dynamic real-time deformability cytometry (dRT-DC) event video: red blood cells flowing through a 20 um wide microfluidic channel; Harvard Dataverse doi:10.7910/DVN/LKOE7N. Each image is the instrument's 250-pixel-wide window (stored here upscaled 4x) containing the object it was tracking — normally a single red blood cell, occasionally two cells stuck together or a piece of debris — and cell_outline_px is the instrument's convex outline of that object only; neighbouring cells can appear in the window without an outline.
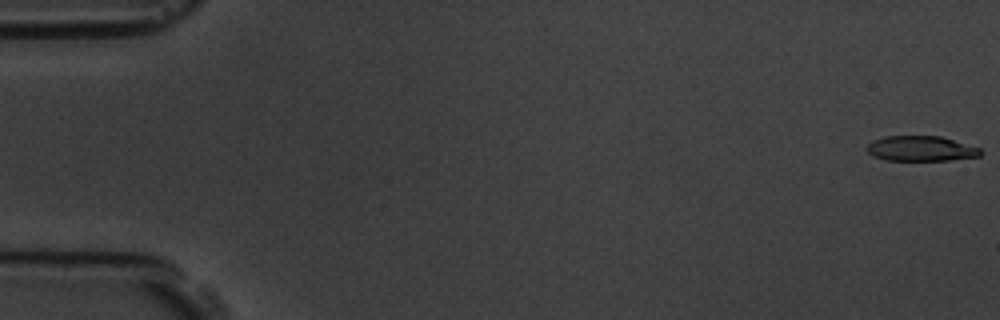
{"species": "common noctule bat (a hibernating species)", "species_latin": "Nyctalus noctula", "temperature_condition": "room temperature", "stored_images_in_passage": 6, "camera_frame_rate_fps": 3000, "um_per_image_px": 0.085, "animal": {"sex": "male", "body_mass_g": 19.5, "forearm_length_mm": 54.6}, "frame": {"image": 1, "passage_image": 1, "time_ms": 0.0, "image_size_px": [1000, 320], "cell_outline_px": [[984, 152], [980, 156], [948, 160], [888, 160], [872, 156], [864, 148], [872, 140], [884, 136], [940, 136], [980, 148]], "centroid_in_image_um": [78.25, 12.62], "position_along_channel_um": 6.8, "area_um2": 16.7}}